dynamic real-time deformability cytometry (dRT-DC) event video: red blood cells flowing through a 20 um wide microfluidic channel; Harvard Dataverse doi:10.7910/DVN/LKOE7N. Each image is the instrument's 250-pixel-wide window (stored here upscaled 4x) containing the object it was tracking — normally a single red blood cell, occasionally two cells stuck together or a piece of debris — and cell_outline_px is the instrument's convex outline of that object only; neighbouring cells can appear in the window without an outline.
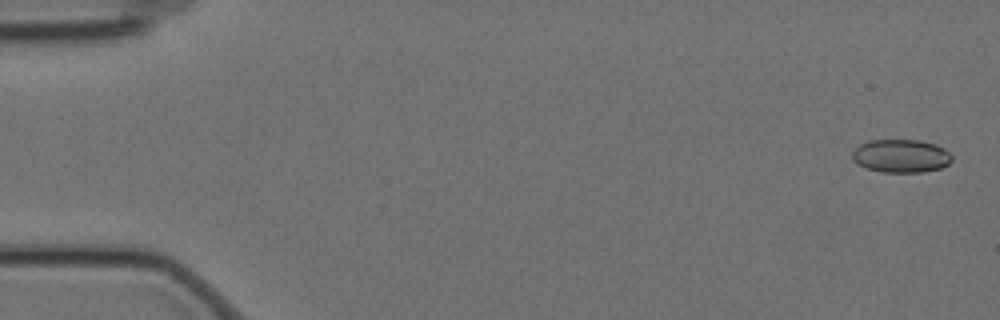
{"species": "Egyptian fruit bat (a non-hibernating species)", "species_latin": "Rousettus aegyptiacus", "temperature_condition": "cold", "stored_images_in_passage": 11, "camera_frame_rate_fps": 3000, "um_per_image_px": 0.085, "animal": {"sex": "female"}, "frame": {"image": 1, "passage_image": 1, "time_ms": 0.0, "image_size_px": [1000, 320], "cell_outline_px": [[952, 160], [948, 164], [940, 168], [924, 172], [880, 172], [868, 168], [860, 164], [852, 156], [852, 152], [860, 144], [872, 140], [920, 140], [936, 144], [944, 148], [952, 156]], "centroid_in_image_um": [76.63, 13.25], "position_along_channel_um": 8.4, "area_um2": 19.13}}
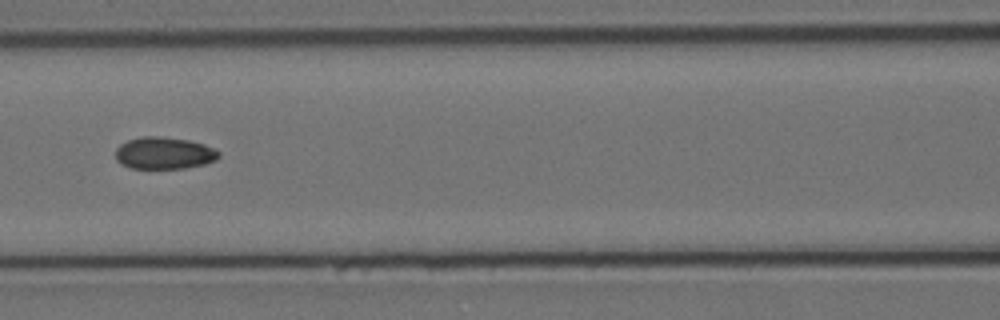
{"frame": {"image": 2, "passage_image": 7, "time_ms": 2.0, "image_size_px": [1000, 320], "cell_outline_px": [[220, 156], [216, 160], [204, 164], [184, 168], [132, 168], [120, 164], [116, 160], [116, 148], [120, 144], [128, 140], [144, 136], [160, 136], [188, 140], [204, 144], [216, 148], [220, 152]], "centroid_in_image_um": [13.96, 13.01], "position_along_channel_um": 152.6, "area_um2": 19.36}}
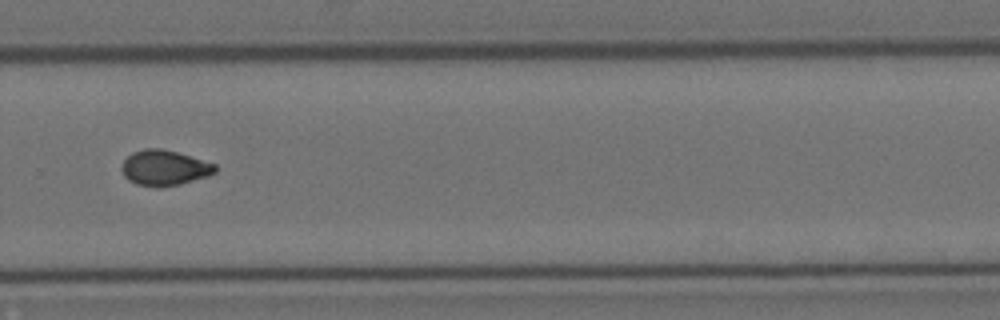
{"frame": {"image": 3, "passage_image": 11, "time_ms": 3.333, "image_size_px": [1000, 320], "cell_outline_px": [[216, 172], [208, 176], [180, 184], [136, 184], [128, 180], [124, 176], [120, 168], [124, 160], [132, 152], [144, 148], [160, 148], [176, 152], [216, 164]], "centroid_in_image_um": [13.96, 14.22], "position_along_channel_um": 315.8, "area_um2": 18.73}}